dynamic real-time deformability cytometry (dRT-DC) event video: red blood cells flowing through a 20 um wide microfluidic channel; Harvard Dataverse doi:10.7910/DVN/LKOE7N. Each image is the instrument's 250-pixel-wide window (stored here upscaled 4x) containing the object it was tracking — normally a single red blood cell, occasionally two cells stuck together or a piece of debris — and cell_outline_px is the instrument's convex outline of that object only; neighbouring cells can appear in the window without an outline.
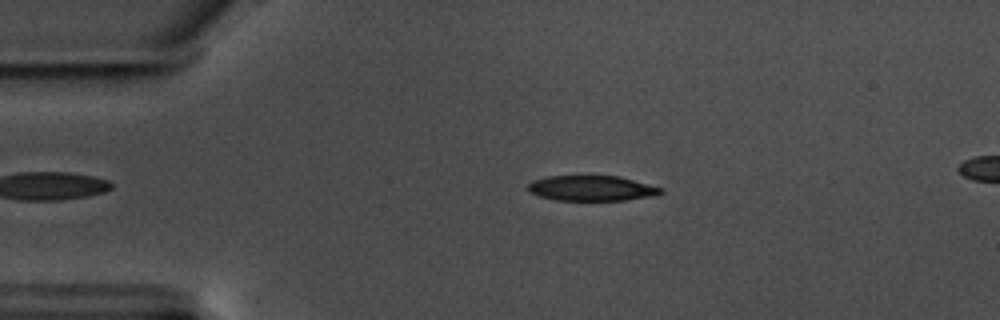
{"species": "common noctule bat (a hibernating species)", "species_latin": "Nyctalus noctula", "temperature_condition": "warm", "stored_images_in_passage": 50, "camera_frame_rate_fps": 3000, "um_per_image_px": 0.085, "animal": {"sex": "male", "body_mass_g": 17.5, "forearm_length_mm": 52.3}, "frame": {"image": 1, "passage_image": 12, "time_ms": 3.667, "image_size_px": [1000, 320], "cell_outline_px": [[664, 192], [652, 196], [624, 200], [556, 200], [540, 196], [532, 192], [528, 188], [528, 184], [532, 180], [548, 176], [620, 176], [664, 188]], "centroid_in_image_um": [50.33, 15.99], "position_along_channel_um": 34.7, "area_um2": 19.48}}
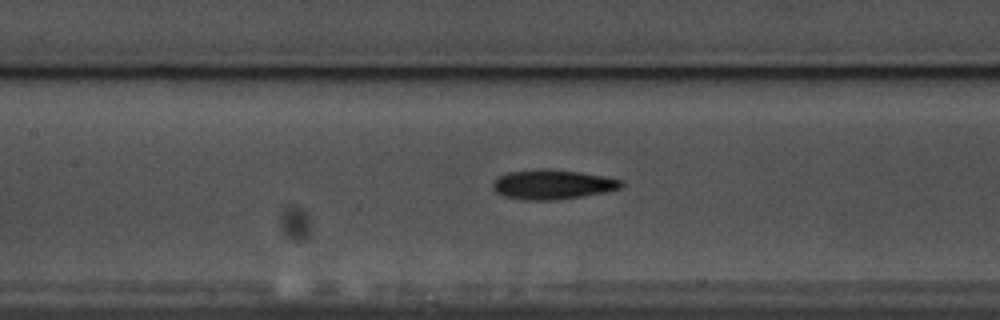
{"frame": {"image": 2, "passage_image": 26, "time_ms": 8.333, "image_size_px": [1000, 320], "cell_outline_px": [[624, 184], [620, 188], [604, 192], [580, 196], [552, 200], [524, 200], [504, 196], [496, 192], [492, 188], [492, 184], [500, 176], [508, 172], [580, 172], [604, 176], [624, 180]], "centroid_in_image_um": [47.0, 15.73], "position_along_channel_um": 160.4, "area_um2": 20.98}}
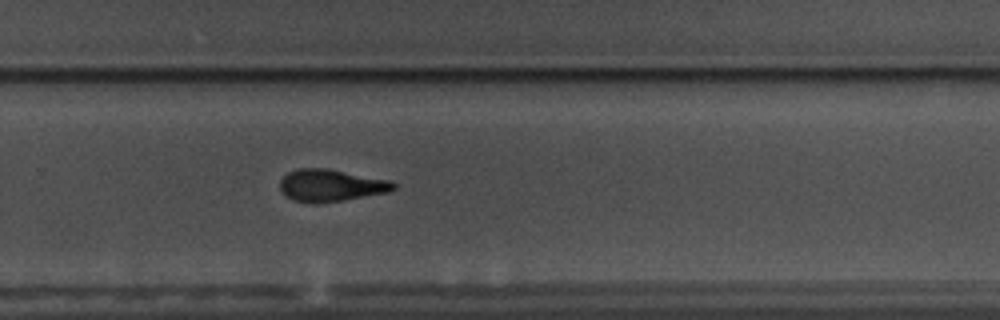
{"frame": {"image": 3, "passage_image": 38, "time_ms": 12.333, "image_size_px": [1000, 320], "cell_outline_px": [[396, 188], [388, 192], [344, 200], [316, 204], [312, 204], [292, 200], [284, 196], [280, 188], [280, 180], [288, 172], [300, 168], [324, 168], [392, 180], [396, 184]], "centroid_in_image_um": [28.11, 15.77], "position_along_channel_um": 301.7, "area_um2": 21.44}, "authors_computed_cell_mechanics": {"area_um2": 21.0681, "velocity_mm_per_s": 3.5439, "shape_relaxation_time_tau1_ms": 4.4025, "shape_relaxation_time_tau2_ms": 2.7116, "deformation_change_tau1": 0.183, "deformation_change_tau2": 0.121}}